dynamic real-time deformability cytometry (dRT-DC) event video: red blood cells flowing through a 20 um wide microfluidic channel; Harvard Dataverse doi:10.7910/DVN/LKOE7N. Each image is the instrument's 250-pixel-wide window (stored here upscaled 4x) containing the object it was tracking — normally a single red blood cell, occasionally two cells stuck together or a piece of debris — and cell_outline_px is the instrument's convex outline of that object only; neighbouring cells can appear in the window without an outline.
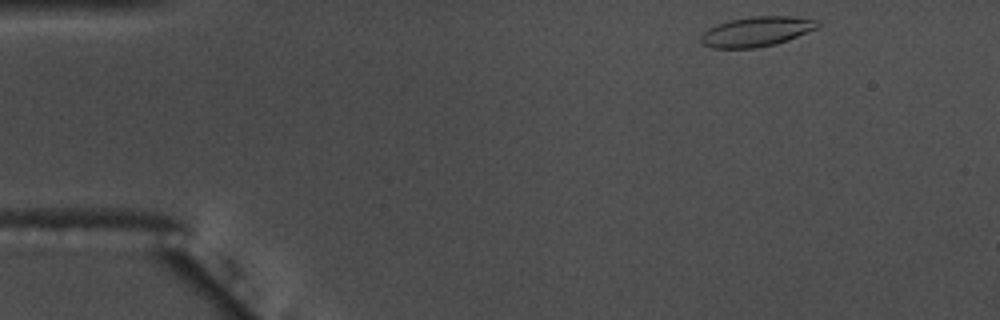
{"species": "common noctule bat (a hibernating species)", "species_latin": "Nyctalus noctula", "temperature_condition": "warm", "stored_images_in_passage": 50, "camera_frame_rate_fps": 3000, "um_per_image_px": 0.085, "animal": {"sex": "male", "body_mass_g": 17.5, "forearm_length_mm": 52.3}, "frame": {"image": 1, "passage_image": 1, "time_ms": 0.0, "image_size_px": [1000, 320], "cell_outline_px": [[820, 24], [816, 28], [788, 40], [776, 44], [756, 48], [712, 48], [704, 44], [700, 40], [700, 36], [708, 28], [716, 24], [728, 20], [752, 16], [792, 16], [816, 20]], "centroid_in_image_um": [64.27, 2.68], "position_along_channel_um": 20.7, "area_um2": 20.29}}
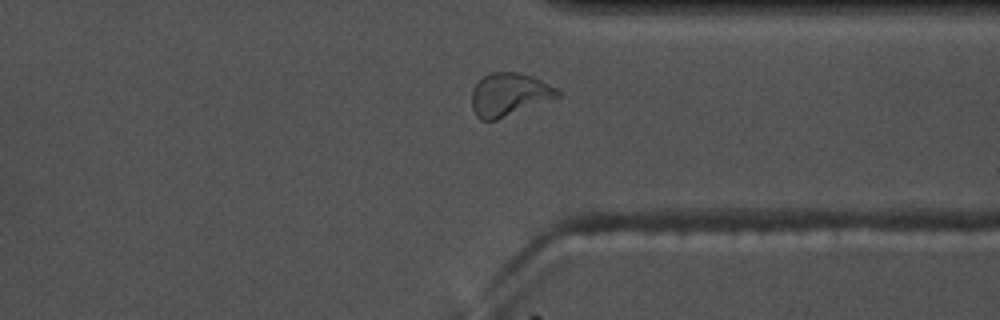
{"frame": {"image": 2, "passage_image": 37, "time_ms": 12.0, "image_size_px": [1000, 320], "cell_outline_px": [[560, 96], [496, 120], [480, 120], [476, 116], [472, 108], [472, 92], [476, 84], [488, 72], [520, 72], [532, 76], [556, 88], [560, 92]], "centroid_in_image_um": [43.25, 8.03], "position_along_channel_um": 368.1, "area_um2": 21.27}}
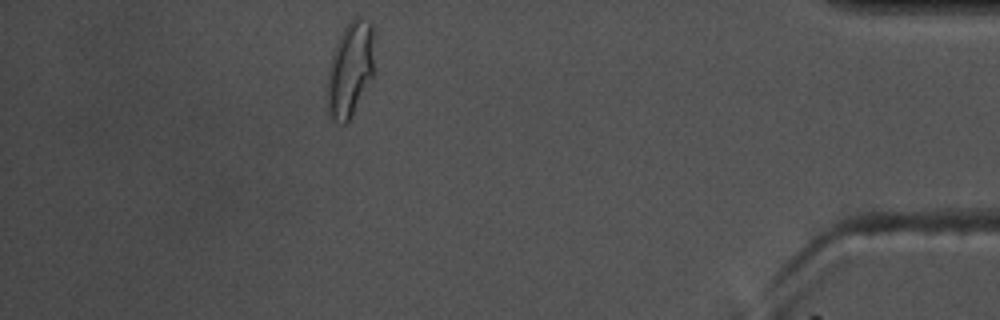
{"frame": {"image": 3, "passage_image": 44, "time_ms": 14.333, "image_size_px": [1000, 320], "cell_outline_px": [[372, 76], [348, 124], [340, 124], [328, 112], [328, 72], [332, 52], [344, 28], [352, 16], [360, 16], [372, 24]], "centroid_in_image_um": [29.75, 5.87], "position_along_channel_um": 405.5, "area_um2": 25.55}, "authors_computed_cell_mechanics": {"area_um2": 20.2589, "velocity_mm_per_s": 3.6318, "shape_relaxation_time_tau1_ms": 7.9002, "shape_relaxation_time_tau2_ms": 1.117, "deformation_change_tau1": 0.1985, "deformation_change_tau2": 0.0765}}